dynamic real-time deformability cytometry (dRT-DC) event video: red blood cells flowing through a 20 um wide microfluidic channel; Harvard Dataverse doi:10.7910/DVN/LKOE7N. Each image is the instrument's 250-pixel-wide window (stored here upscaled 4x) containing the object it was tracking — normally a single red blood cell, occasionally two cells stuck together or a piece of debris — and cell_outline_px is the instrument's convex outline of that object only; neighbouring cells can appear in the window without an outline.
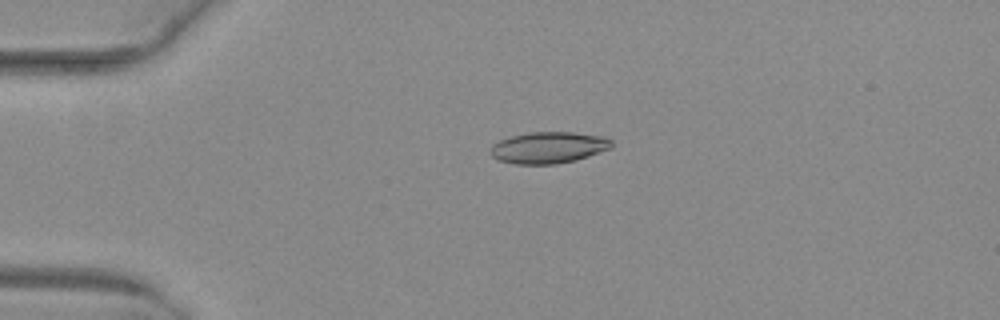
{"species": "common noctule bat (a hibernating species)", "species_latin": "Nyctalus noctula", "temperature_condition": "warm", "stored_images_in_passage": 44, "camera_frame_rate_fps": 3000, "um_per_image_px": 0.085, "animal": {"sex": "female", "body_mass_g": 29.2, "forearm_length_mm": 56.3}, "frame": {"image": 1, "passage_image": 5, "time_ms": 1.333, "image_size_px": [1000, 320], "cell_outline_px": [[612, 148], [576, 160], [556, 164], [516, 164], [500, 160], [492, 156], [488, 148], [492, 144], [500, 140], [512, 136], [528, 132], [576, 132], [604, 136], [612, 140]], "centroid_in_image_um": [46.63, 12.53], "position_along_channel_um": 38.4, "area_um2": 22.37}}
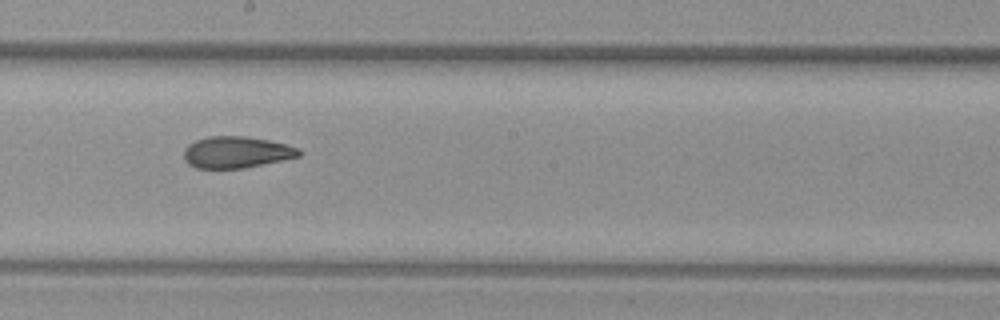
{"frame": {"image": 2, "passage_image": 22, "time_ms": 7.0, "image_size_px": [1000, 320], "cell_outline_px": [[300, 156], [284, 160], [244, 168], [196, 168], [188, 164], [184, 160], [184, 148], [188, 144], [196, 140], [208, 136], [244, 136], [268, 140], [300, 148]], "centroid_in_image_um": [20.07, 12.94], "position_along_channel_um": 228.1, "area_um2": 21.21}}
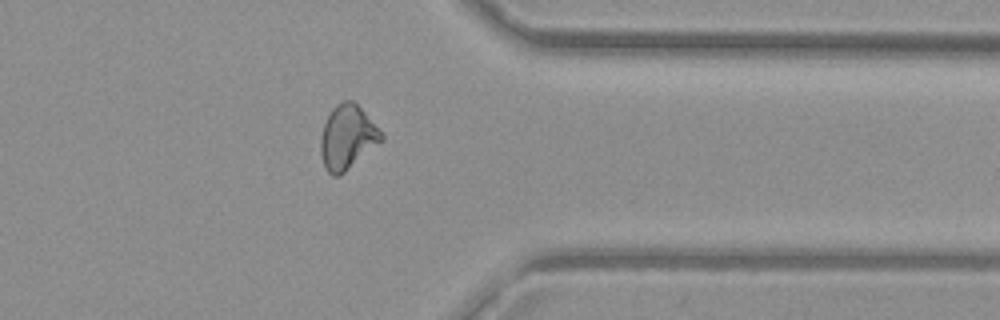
{"frame": {"image": 3, "passage_image": 34, "time_ms": 11.0, "image_size_px": [1000, 320], "cell_outline_px": [[384, 140], [340, 176], [332, 176], [324, 168], [320, 152], [320, 140], [324, 124], [332, 108], [336, 104], [344, 100], [352, 100], [364, 112], [384, 136]], "centroid_in_image_um": [29.51, 11.7], "position_along_channel_um": 381.9, "area_um2": 22.6}, "authors_computed_cell_mechanics": {"area_um2": 21.9062, "velocity_mm_per_s": 4.0499, "shape_relaxation_time_tau1_ms": null, "shape_relaxation_time_tau2_ms": 2.9512, "deformation_change_tau1": null, "deformation_change_tau2": 0.1006}}